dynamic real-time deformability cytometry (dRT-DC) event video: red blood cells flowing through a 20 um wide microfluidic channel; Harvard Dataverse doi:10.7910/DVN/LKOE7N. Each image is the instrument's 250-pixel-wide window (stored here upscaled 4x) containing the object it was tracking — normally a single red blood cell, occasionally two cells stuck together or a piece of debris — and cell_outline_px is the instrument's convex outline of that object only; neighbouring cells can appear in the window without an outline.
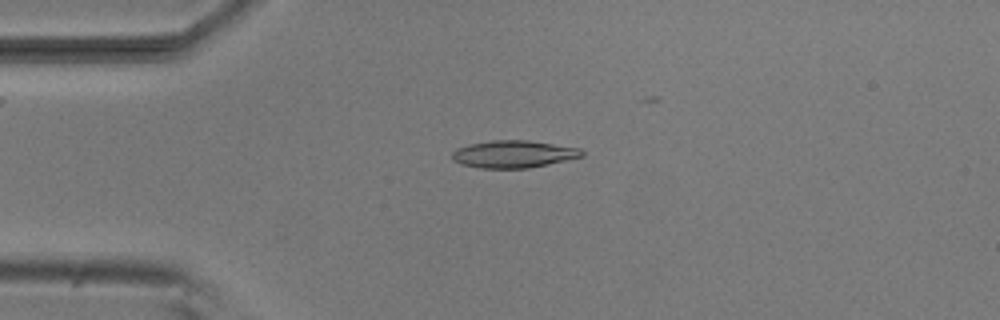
{"species": "common noctule bat (a hibernating species)", "species_latin": "Nyctalus noctula", "temperature_condition": "room temperature", "stored_images_in_passage": 10, "camera_frame_rate_fps": 3000, "um_per_image_px": 0.085, "animal": {"sex": "male", "body_mass_g": 20.5, "forearm_length_mm": 52.5}, "frame": {"image": 1, "passage_image": 1, "time_ms": 0.0, "image_size_px": [1000, 320], "cell_outline_px": [[584, 156], [548, 164], [528, 168], [480, 168], [460, 164], [452, 160], [452, 152], [456, 148], [468, 144], [492, 140], [528, 140], [580, 148], [584, 152]], "centroid_in_image_um": [43.62, 13.09], "position_along_channel_um": 41.4, "area_um2": 20.75}}
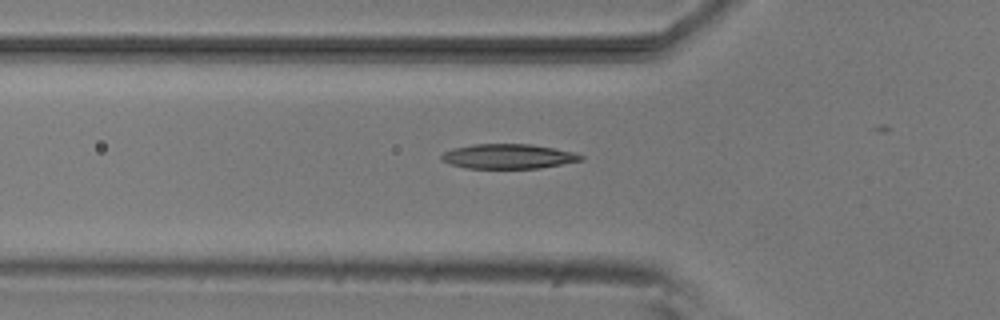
{"frame": {"image": 2, "passage_image": 6, "time_ms": 1.667, "image_size_px": [1000, 320], "cell_outline_px": [[584, 160], [540, 168], [464, 168], [448, 164], [440, 160], [440, 156], [444, 152], [452, 148], [472, 144], [532, 144], [572, 152], [584, 156]], "centroid_in_image_um": [43.14, 13.29], "position_along_channel_um": 82.7, "area_um2": 20.17}}
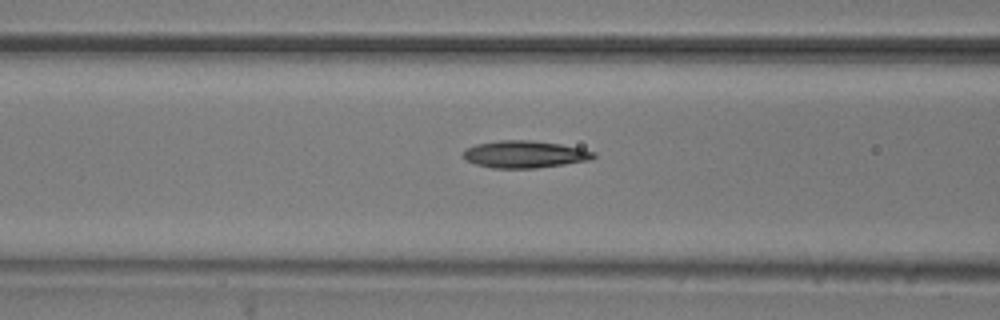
{"frame": {"image": 3, "passage_image": 9, "time_ms": 2.667, "image_size_px": [1000, 320], "cell_outline_px": [[596, 156], [592, 160], [536, 168], [492, 168], [476, 164], [468, 160], [464, 156], [464, 152], [468, 148], [476, 144], [500, 140], [532, 140], [560, 144], [580, 148], [596, 152]], "centroid_in_image_um": [44.65, 13.11], "position_along_channel_um": 121.9, "area_um2": 20.52}}